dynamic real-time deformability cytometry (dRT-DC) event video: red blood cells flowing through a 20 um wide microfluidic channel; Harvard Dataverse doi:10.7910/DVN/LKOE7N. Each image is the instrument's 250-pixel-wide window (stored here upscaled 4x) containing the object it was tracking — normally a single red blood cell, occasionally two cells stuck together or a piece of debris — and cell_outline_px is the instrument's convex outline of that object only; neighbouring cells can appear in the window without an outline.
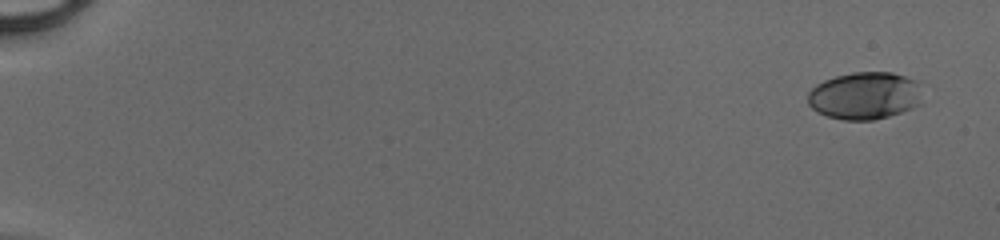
{"species": "human", "species_latin": "Homo sapiens", "temperature_condition": "cold", "stored_images_in_passage": 48, "camera_frame_rate_fps": 3000, "um_per_image_px": 0.085, "donor": {"sex": "male"}, "frame": {"image": 1, "passage_image": 1, "time_ms": 0.0, "image_size_px": [1000, 240], "cell_outline_px": [[924, 104], [888, 116], [872, 120], [844, 120], [828, 116], [816, 112], [808, 104], [808, 92], [816, 84], [824, 80], [836, 76], [852, 72], [892, 72], [916, 80]], "centroid_in_image_um": [73.5, 8.13], "position_along_channel_um": 11.5, "area_um2": 31.85}}
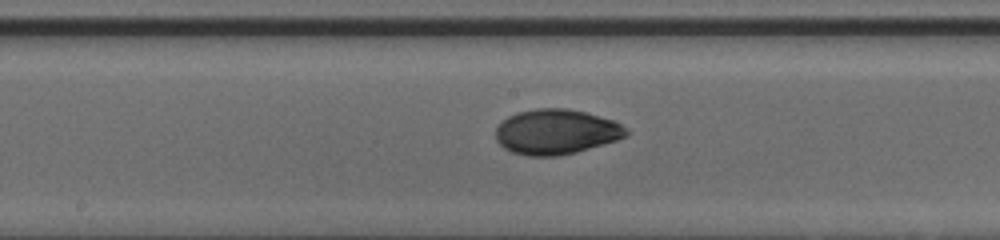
{"frame": {"image": 2, "passage_image": 27, "time_ms": 8.667, "image_size_px": [1000, 240], "cell_outline_px": [[632, 132], [628, 136], [604, 144], [576, 152], [560, 156], [528, 156], [512, 152], [504, 148], [496, 140], [496, 128], [508, 116], [516, 112], [536, 108], [568, 108], [584, 112], [612, 120], [628, 128]], "centroid_in_image_um": [47.29, 11.21], "position_along_channel_um": 200.9, "area_um2": 34.45}}
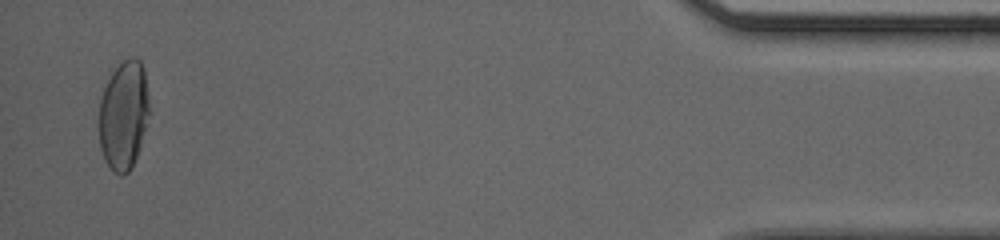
{"frame": {"image": 3, "passage_image": 47, "time_ms": 15.333, "image_size_px": [1000, 240], "cell_outline_px": [[148, 112], [140, 148], [132, 168], [124, 176], [120, 176], [112, 172], [104, 160], [100, 148], [100, 100], [104, 88], [112, 72], [124, 60], [132, 56], [136, 56], [140, 60], [144, 68], [148, 96]], "centroid_in_image_um": [10.51, 9.82], "position_along_channel_um": 424.7, "area_um2": 31.85}}